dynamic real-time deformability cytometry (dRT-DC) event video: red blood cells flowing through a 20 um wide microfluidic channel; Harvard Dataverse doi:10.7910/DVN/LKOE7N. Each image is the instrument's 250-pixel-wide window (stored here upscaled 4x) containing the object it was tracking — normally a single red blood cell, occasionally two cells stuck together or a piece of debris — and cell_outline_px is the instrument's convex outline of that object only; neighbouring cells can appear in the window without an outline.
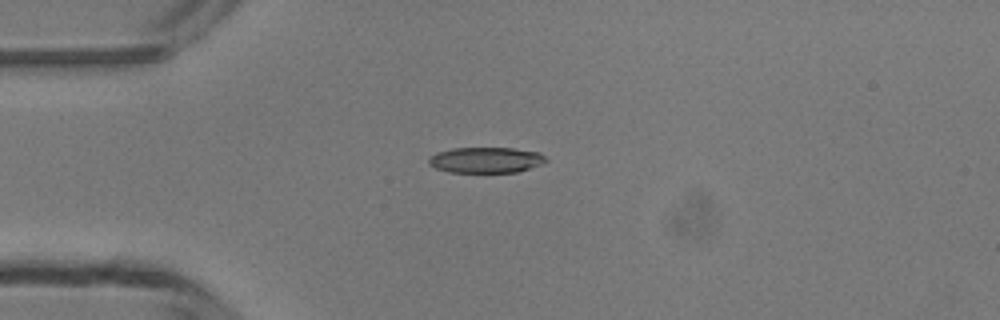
{"species": "common noctule bat (a hibernating species)", "species_latin": "Nyctalus noctula", "temperature_condition": "room temperature", "stored_images_in_passage": 2, "camera_frame_rate_fps": 3000, "um_per_image_px": 0.085, "animal": {"sex": "male", "body_mass_g": 13.3}, "frame": {"image": 1, "passage_image": 2, "time_ms": 1.0, "image_size_px": [1000, 320], "cell_outline_px": [[548, 160], [540, 164], [516, 172], [448, 172], [436, 168], [428, 164], [428, 160], [436, 152], [452, 148], [512, 148], [540, 152]], "centroid_in_image_um": [41.28, 13.59], "position_along_channel_um": 43.7, "area_um2": 17.46}}